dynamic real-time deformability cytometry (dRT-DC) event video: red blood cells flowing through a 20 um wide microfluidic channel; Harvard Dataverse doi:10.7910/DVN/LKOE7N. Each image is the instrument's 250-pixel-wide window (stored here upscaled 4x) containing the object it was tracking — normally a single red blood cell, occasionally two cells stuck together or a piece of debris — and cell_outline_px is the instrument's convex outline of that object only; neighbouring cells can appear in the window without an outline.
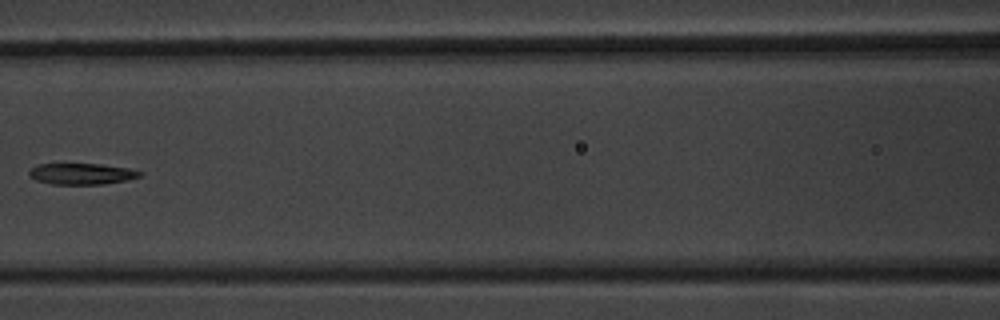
{"species": "common noctule bat (a hibernating species)", "species_latin": "Nyctalus noctula", "temperature_condition": "warm", "stored_images_in_passage": 7, "camera_frame_rate_fps": 3000, "um_per_image_px": 0.085, "animal": {"sex": "male", "body_mass_g": 20.1, "forearm_length_mm": 53.5}, "frame": {"image": 1, "passage_image": 7, "time_ms": 7.667, "image_size_px": [1000, 320], "cell_outline_px": [[144, 172], [140, 176], [128, 180], [104, 184], [52, 184], [36, 180], [28, 176], [28, 172], [32, 168], [40, 164], [100, 164], [128, 168]], "centroid_in_image_um": [6.96, 14.78], "position_along_channel_um": 159.6, "area_um2": 13.64}}